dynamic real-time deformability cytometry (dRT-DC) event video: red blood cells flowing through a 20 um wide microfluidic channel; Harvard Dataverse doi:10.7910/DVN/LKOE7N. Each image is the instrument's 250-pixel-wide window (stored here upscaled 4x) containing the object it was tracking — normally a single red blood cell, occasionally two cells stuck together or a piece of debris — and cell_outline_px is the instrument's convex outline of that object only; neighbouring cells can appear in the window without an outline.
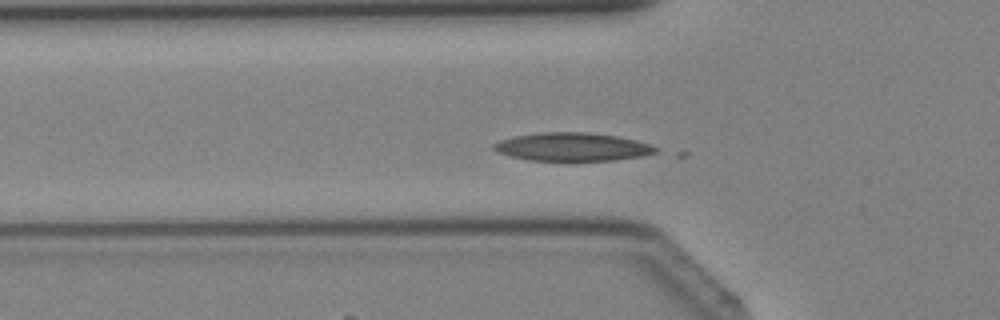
{"species": "Egyptian fruit bat (a non-hibernating species)", "species_latin": "Rousettus aegyptiacus", "temperature_condition": "cold", "stored_images_in_passage": 19, "camera_frame_rate_fps": 3000, "um_per_image_px": 0.085, "animal": {"sex": "female"}, "frame": {"image": 1, "passage_image": 12, "time_ms": 3.667, "image_size_px": [1000, 320], "cell_outline_px": [[660, 152], [640, 156], [616, 160], [528, 160], [496, 152], [492, 148], [492, 144], [500, 140], [516, 136], [540, 132], [588, 132], [616, 136], [636, 140], [660, 148]], "centroid_in_image_um": [48.66, 12.48], "position_along_channel_um": 77.1, "area_um2": 26.59}}